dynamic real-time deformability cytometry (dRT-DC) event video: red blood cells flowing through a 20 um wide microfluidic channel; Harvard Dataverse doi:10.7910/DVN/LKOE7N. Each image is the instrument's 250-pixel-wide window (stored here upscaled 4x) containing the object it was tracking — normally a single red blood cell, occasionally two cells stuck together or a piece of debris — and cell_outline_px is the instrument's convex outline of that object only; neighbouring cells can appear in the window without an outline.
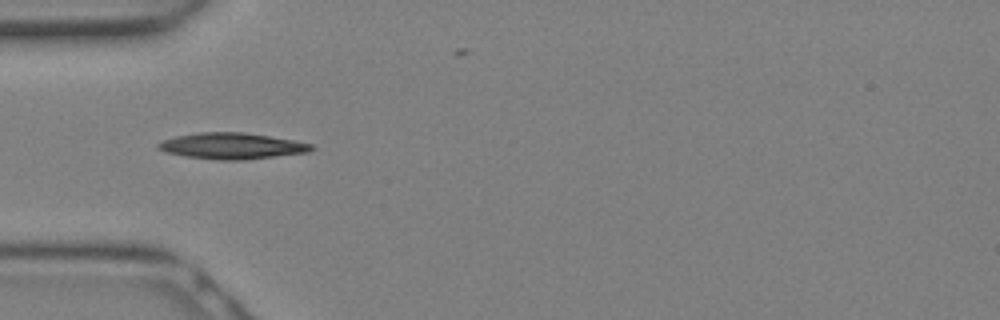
{"species": "Egyptian fruit bat (a non-hibernating species)", "species_latin": "Rousettus aegyptiacus", "temperature_condition": "warm", "stored_images_in_passage": 12, "camera_frame_rate_fps": 3000, "um_per_image_px": 0.085, "animal": {"sex": "female"}, "frame": {"image": 1, "passage_image": 9, "time_ms": 2.667, "image_size_px": [1000, 320], "cell_outline_px": [[316, 148], [308, 152], [244, 160], [220, 160], [188, 156], [164, 152], [156, 148], [156, 144], [160, 140], [176, 136], [196, 132], [244, 132], [292, 140], [312, 144]], "centroid_in_image_um": [19.66, 12.4], "position_along_channel_um": 65.3, "area_um2": 23.35}}
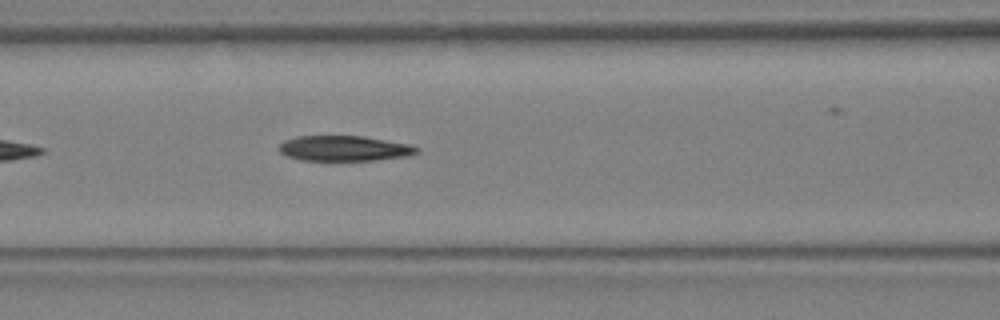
{"frame": {"image": 2, "passage_image": 12, "time_ms": 3.667, "image_size_px": [1000, 320], "cell_outline_px": [[420, 152], [408, 156], [376, 160], [300, 160], [288, 156], [280, 152], [280, 144], [284, 140], [296, 136], [364, 136], [412, 144], [420, 148]], "centroid_in_image_um": [29.33, 12.6], "position_along_channel_um": 137.3, "area_um2": 20.46}}